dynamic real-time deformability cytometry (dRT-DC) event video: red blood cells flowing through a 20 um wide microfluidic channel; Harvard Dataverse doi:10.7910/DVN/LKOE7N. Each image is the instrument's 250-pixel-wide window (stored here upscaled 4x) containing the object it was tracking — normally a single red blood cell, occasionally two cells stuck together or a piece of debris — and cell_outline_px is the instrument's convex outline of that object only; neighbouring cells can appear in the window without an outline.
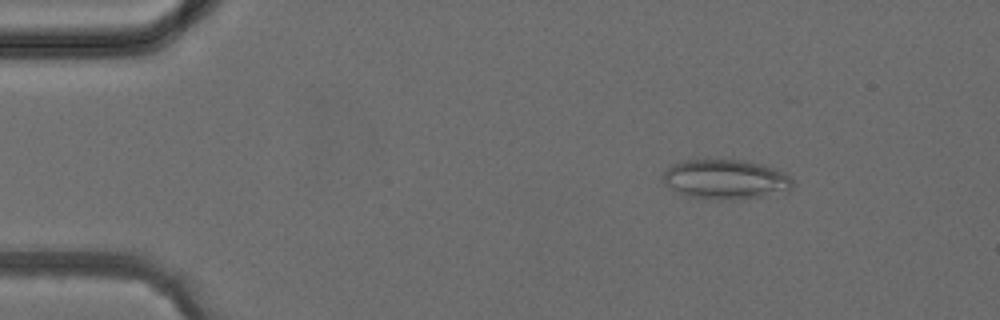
{"species": "common noctule bat (a hibernating species)", "species_latin": "Nyctalus noctula", "temperature_condition": "cold", "stored_images_in_passage": 3, "camera_frame_rate_fps": 3000, "um_per_image_px": 0.085, "animal": {"sex": "female", "body_mass_g": 24.6, "forearm_length_mm": 56.2}, "frame": {"image": 1, "passage_image": 2, "time_ms": 1.0, "image_size_px": [1000, 320], "cell_outline_px": [[792, 188], [788, 192], [760, 196], [720, 200], [716, 200], [692, 196], [676, 192], [664, 184], [660, 176], [672, 164], [684, 160], [704, 156], [744, 160], [764, 164], [784, 172], [792, 180]], "centroid_in_image_um": [61.62, 15.18], "position_along_channel_um": 23.4, "area_um2": 30.87}}